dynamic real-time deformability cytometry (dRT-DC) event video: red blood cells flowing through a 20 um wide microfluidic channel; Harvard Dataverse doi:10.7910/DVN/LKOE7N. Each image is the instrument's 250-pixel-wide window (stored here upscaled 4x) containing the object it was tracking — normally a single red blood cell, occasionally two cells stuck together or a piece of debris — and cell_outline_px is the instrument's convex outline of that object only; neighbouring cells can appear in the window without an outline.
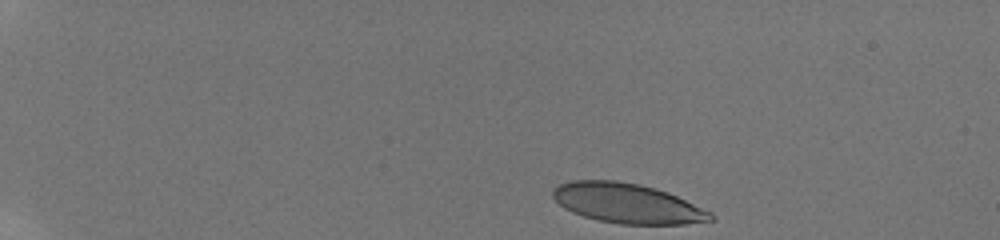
{"species": "human", "species_latin": "Homo sapiens", "temperature_condition": "room temperature", "stored_images_in_passage": 43, "camera_frame_rate_fps": 3000, "um_per_image_px": 0.085, "donor": {"sex": "male"}, "frame": {"image": 1, "passage_image": 1, "time_ms": 0.0, "image_size_px": [1000, 240], "cell_outline_px": [[716, 220], [684, 224], [620, 224], [596, 220], [572, 212], [564, 208], [552, 196], [552, 188], [568, 180], [616, 180], [640, 184], [656, 188], [668, 192], [712, 212], [716, 216]], "centroid_in_image_um": [53.33, 17.28], "position_along_channel_um": 31.7, "area_um2": 36.88}}
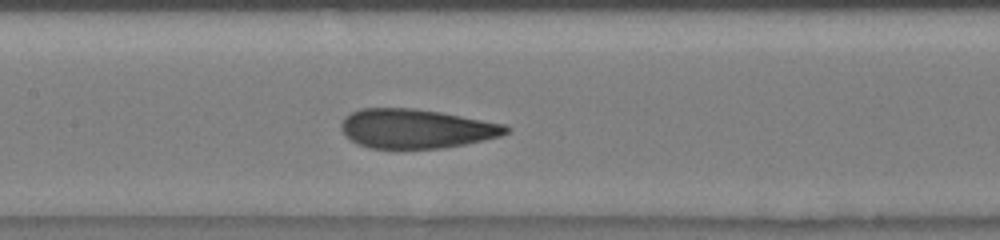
{"frame": {"image": 2, "passage_image": 21, "time_ms": 6.667, "image_size_px": [1000, 240], "cell_outline_px": [[512, 128], [508, 132], [500, 136], [484, 140], [464, 144], [440, 148], [368, 148], [356, 144], [344, 136], [340, 128], [340, 124], [344, 116], [360, 108], [412, 108], [440, 112], [504, 124]], "centroid_in_image_um": [35.31, 10.93], "position_along_channel_um": 172.1, "area_um2": 37.8}}
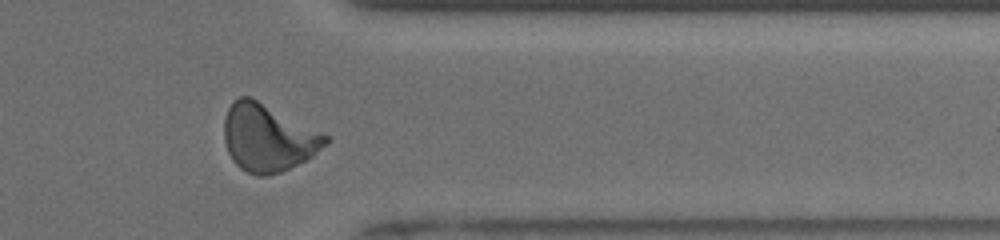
{"frame": {"image": 3, "passage_image": 38, "time_ms": 12.333, "image_size_px": [1000, 240], "cell_outline_px": [[328, 144], [312, 156], [280, 172], [268, 176], [256, 176], [240, 168], [232, 160], [228, 152], [224, 140], [224, 120], [228, 108], [240, 96], [252, 96], [328, 136]], "centroid_in_image_um": [22.75, 11.71], "position_along_channel_um": 388.7, "area_um2": 39.54}, "authors_computed_cell_mechanics": {"area_um2": 37.9746, "velocity_mm_per_s": 3.8655, "shape_relaxation_time_tau1_ms": 6.6884, "shape_relaxation_time_tau2_ms": 0.8825, "deformation_change_tau1": 0.2314, "deformation_change_tau2": 0.0679}}